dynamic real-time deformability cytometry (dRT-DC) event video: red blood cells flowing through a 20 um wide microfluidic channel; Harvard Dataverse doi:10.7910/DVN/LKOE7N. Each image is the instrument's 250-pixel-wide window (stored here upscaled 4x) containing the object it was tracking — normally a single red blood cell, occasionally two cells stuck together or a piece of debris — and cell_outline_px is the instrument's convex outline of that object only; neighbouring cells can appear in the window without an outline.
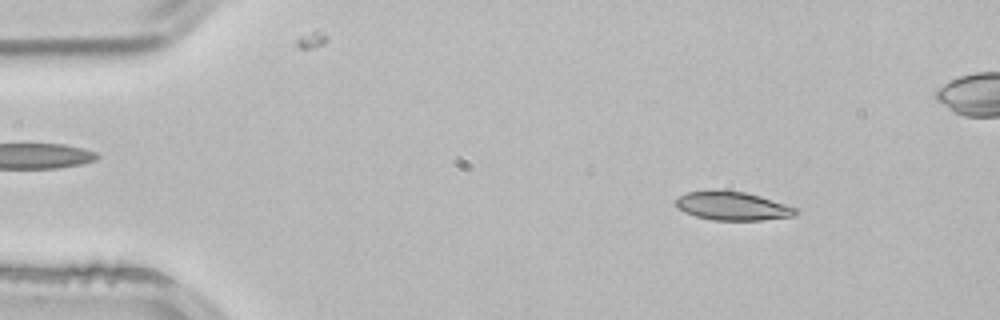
{"species": "common noctule bat (a hibernating species)", "species_latin": "Nyctalus noctula", "temperature_condition": "room temperature", "stored_images_in_passage": 2, "camera_frame_rate_fps": 3000, "um_per_image_px": 0.085, "animal": {"sex": "male", "body_mass_g": 21.5, "forearm_length_mm": 52.0}, "frame": {"image": 1, "passage_image": 1, "time_ms": 0.0, "image_size_px": [1000, 320], "cell_outline_px": [[800, 212], [792, 216], [760, 220], [712, 220], [696, 216], [684, 212], [676, 208], [676, 200], [680, 196], [688, 192], [712, 188], [744, 192], [760, 196], [800, 208]], "centroid_in_image_um": [62.26, 17.49], "position_along_channel_um": 22.7, "area_um2": 20.35}}